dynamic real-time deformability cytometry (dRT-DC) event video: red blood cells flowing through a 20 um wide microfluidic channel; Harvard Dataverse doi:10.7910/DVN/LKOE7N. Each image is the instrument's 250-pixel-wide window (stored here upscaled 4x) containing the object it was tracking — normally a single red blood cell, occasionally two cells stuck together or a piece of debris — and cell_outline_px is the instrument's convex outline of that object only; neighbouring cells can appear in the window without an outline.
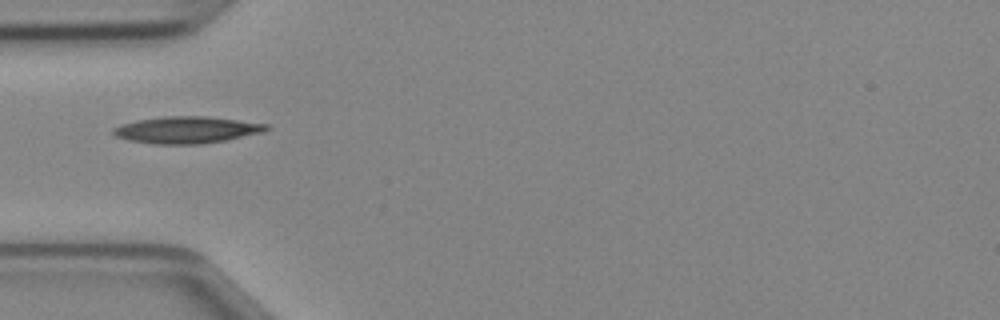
{"species": "Egyptian fruit bat (a non-hibernating species)", "species_latin": "Rousettus aegyptiacus", "temperature_condition": "cold", "stored_images_in_passage": 33, "camera_frame_rate_fps": 3000, "um_per_image_px": 0.085, "animal": {"sex": "female"}, "frame": {"image": 1, "passage_image": 1, "time_ms": 0.0, "image_size_px": [1000, 320], "cell_outline_px": [[272, 128], [264, 132], [228, 140], [200, 144], [152, 144], [128, 140], [116, 136], [112, 132], [112, 128], [120, 124], [136, 120], [164, 116], [204, 116], [268, 124]], "centroid_in_image_um": [15.87, 11.04], "position_along_channel_um": 69.1, "area_um2": 24.1}}
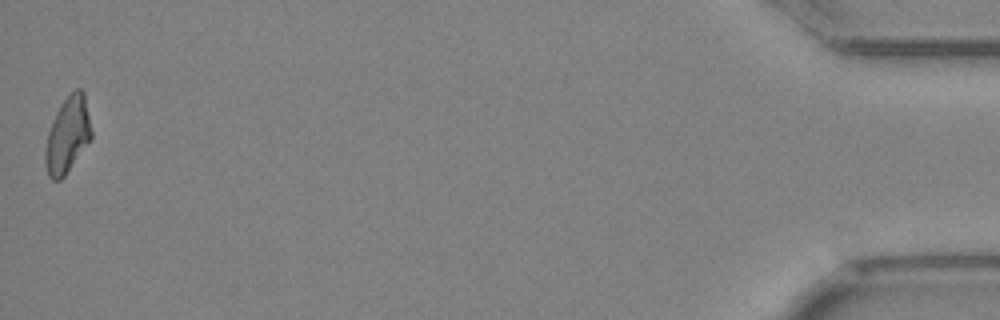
{"frame": {"image": 2, "passage_image": 33, "time_ms": 10.667, "image_size_px": [1000, 320], "cell_outline_px": [[92, 140], [64, 176], [60, 180], [52, 180], [48, 176], [44, 160], [44, 152], [48, 132], [52, 120], [56, 112], [64, 100], [76, 88], [80, 88], [84, 92], [92, 132]], "centroid_in_image_um": [5.75, 11.5], "position_along_channel_um": 429.5, "area_um2": 20.52}}